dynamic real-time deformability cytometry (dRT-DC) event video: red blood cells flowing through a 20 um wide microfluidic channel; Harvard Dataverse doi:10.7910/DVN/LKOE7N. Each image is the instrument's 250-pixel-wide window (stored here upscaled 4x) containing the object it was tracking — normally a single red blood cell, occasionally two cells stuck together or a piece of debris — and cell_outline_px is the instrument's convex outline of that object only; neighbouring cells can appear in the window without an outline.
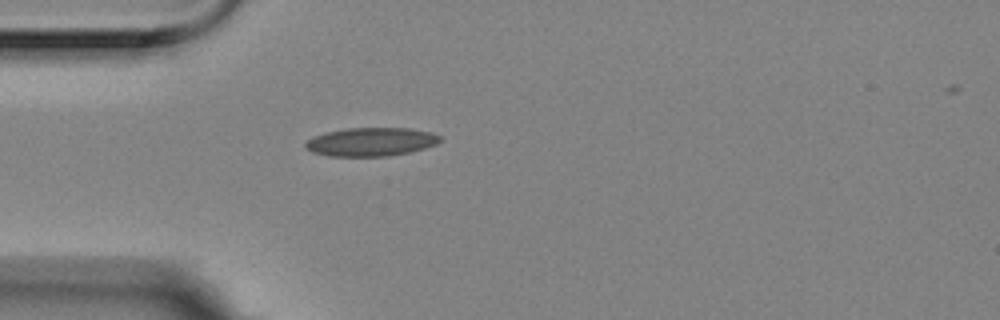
{"species": "Egyptian fruit bat (a non-hibernating species)", "species_latin": "Rousettus aegyptiacus", "temperature_condition": "room temperature", "stored_images_in_passage": 1, "camera_frame_rate_fps": 3000, "um_per_image_px": 0.085, "animal": {"sex": "female"}, "frame": {"image": 1, "passage_image": 1, "time_ms": 0.0, "image_size_px": [1000, 320], "cell_outline_px": [[440, 140], [436, 144], [424, 148], [408, 152], [388, 156], [328, 156], [312, 152], [304, 148], [304, 144], [308, 140], [324, 132], [348, 128], [408, 128], [432, 132], [440, 136]], "centroid_in_image_um": [31.51, 12.05], "position_along_channel_um": 53.5, "area_um2": 22.31}}